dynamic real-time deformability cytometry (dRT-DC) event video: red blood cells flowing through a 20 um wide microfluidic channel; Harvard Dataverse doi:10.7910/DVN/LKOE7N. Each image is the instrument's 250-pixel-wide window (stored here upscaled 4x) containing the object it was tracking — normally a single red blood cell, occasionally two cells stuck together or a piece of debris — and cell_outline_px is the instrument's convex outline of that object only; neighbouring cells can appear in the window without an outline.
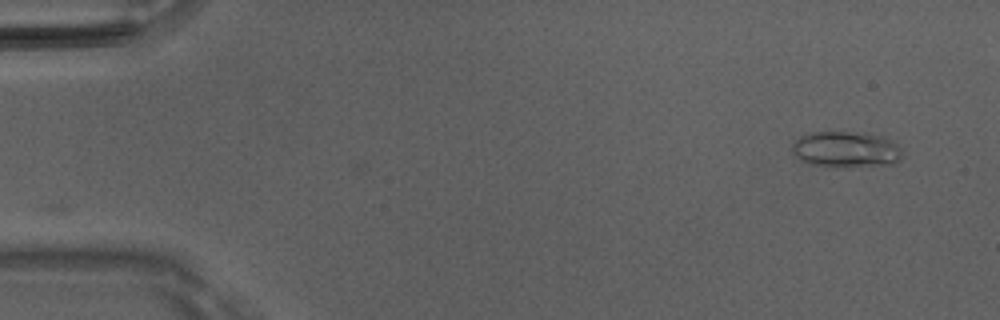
{"species": "Egyptian fruit bat (a non-hibernating species)", "species_latin": "Rousettus aegyptiacus", "temperature_condition": "room temperature", "stored_images_in_passage": 47, "camera_frame_rate_fps": 3000, "um_per_image_px": 0.085, "animal": {"sex": "male"}, "frame": {"image": 1, "passage_image": 1, "time_ms": 0.0, "image_size_px": [1000, 320], "cell_outline_px": [[900, 160], [892, 164], [848, 168], [832, 168], [812, 164], [800, 160], [792, 152], [792, 144], [800, 136], [812, 132], [868, 132], [892, 140], [900, 148]], "centroid_in_image_um": [71.9, 12.72], "position_along_channel_um": 13.1, "area_um2": 23.58}}
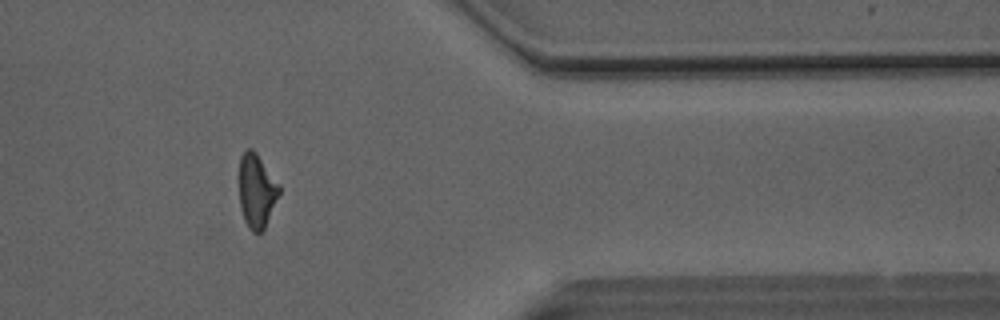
{"frame": {"image": 2, "passage_image": 39, "time_ms": 12.667, "image_size_px": [1000, 320], "cell_outline_px": [[280, 192], [264, 228], [260, 232], [252, 232], [248, 228], [244, 220], [240, 208], [236, 176], [240, 156], [248, 148], [252, 148], [256, 152], [280, 184]], "centroid_in_image_um": [21.75, 16.17], "position_along_channel_um": 389.6, "area_um2": 17.86}}
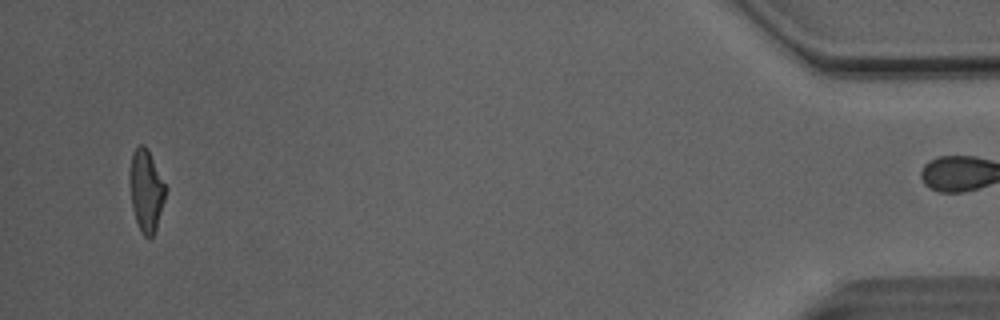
{"frame": {"image": 3, "passage_image": 46, "time_ms": 15.0, "image_size_px": [1000, 320], "cell_outline_px": [[168, 188], [156, 228], [152, 236], [148, 240], [140, 232], [132, 208], [128, 176], [132, 152], [140, 144], [144, 144], [148, 148]], "centroid_in_image_um": [12.42, 16.17], "position_along_channel_um": 422.8, "area_um2": 17.57}, "authors_computed_cell_mechanics": {"area_um2": 17.918, "velocity_mm_per_s": 4.1182, "shape_relaxation_time_tau1_ms": 5.6235, "shape_relaxation_time_tau2_ms": 1.4363, "deformation_change_tau1": 0.1935, "deformation_change_tau2": 0.094}}